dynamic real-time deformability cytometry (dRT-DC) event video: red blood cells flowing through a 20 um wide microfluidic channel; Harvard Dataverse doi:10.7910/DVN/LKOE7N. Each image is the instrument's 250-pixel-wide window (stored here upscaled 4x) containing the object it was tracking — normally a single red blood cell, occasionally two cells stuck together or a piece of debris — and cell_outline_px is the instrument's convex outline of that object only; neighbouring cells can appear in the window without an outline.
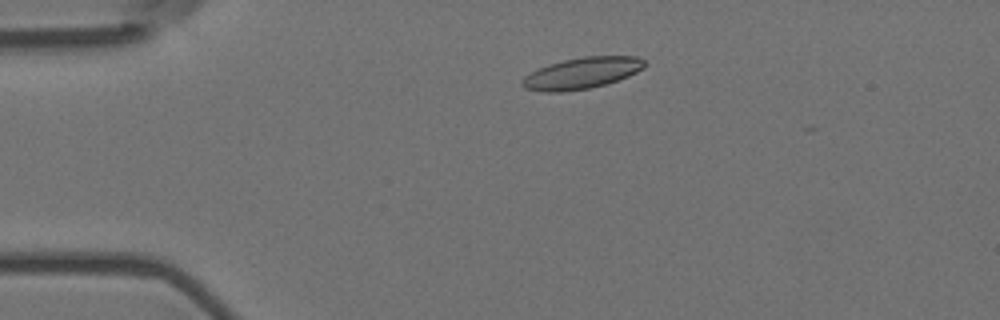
{"species": "Egyptian fruit bat (a non-hibernating species)", "species_latin": "Rousettus aegyptiacus", "temperature_condition": "room temperature", "stored_images_in_passage": 4, "camera_frame_rate_fps": 3000, "um_per_image_px": 0.085, "animal": {"sex": "female"}, "frame": {"image": 1, "passage_image": 3, "time_ms": 0.667, "image_size_px": [1000, 320], "cell_outline_px": [[644, 68], [628, 76], [604, 84], [588, 88], [564, 92], [544, 92], [524, 88], [520, 84], [520, 80], [524, 76], [548, 64], [564, 60], [584, 56], [636, 56], [644, 60]], "centroid_in_image_um": [49.41, 6.22], "position_along_channel_um": 35.6, "area_um2": 22.2}}